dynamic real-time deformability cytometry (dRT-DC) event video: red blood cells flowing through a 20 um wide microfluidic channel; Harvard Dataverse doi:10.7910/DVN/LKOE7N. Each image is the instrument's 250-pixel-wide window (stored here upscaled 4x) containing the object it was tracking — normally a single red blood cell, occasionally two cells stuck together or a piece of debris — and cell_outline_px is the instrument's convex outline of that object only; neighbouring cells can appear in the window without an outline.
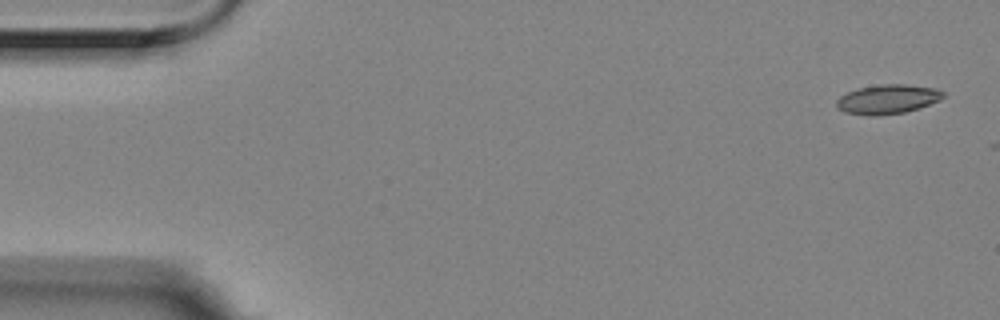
{"species": "Egyptian fruit bat (a non-hibernating species)", "species_latin": "Rousettus aegyptiacus", "temperature_condition": "room temperature", "stored_images_in_passage": 5, "camera_frame_rate_fps": 3000, "um_per_image_px": 0.085, "animal": {"sex": "female"}, "frame": {"image": 1, "passage_image": 1, "time_ms": 0.0, "image_size_px": [1000, 320], "cell_outline_px": [[944, 96], [940, 100], [920, 108], [904, 112], [876, 116], [868, 116], [844, 112], [836, 108], [836, 100], [840, 96], [856, 88], [880, 84], [904, 84], [936, 88], [944, 92]], "centroid_in_image_um": [75.42, 8.43], "position_along_channel_um": 9.6, "area_um2": 18.44}}
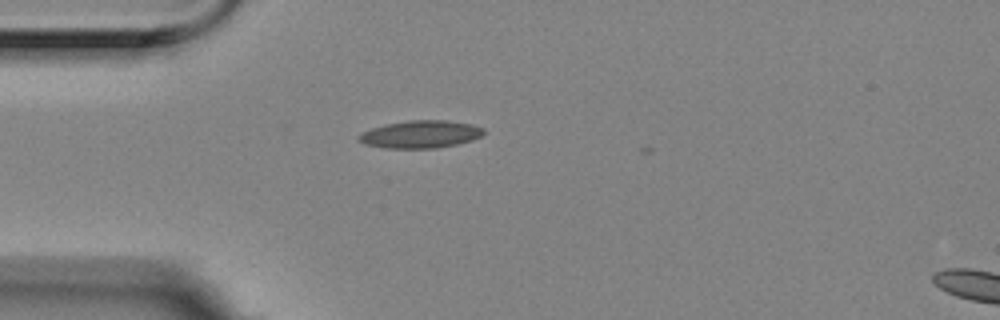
{"frame": {"image": 2, "passage_image": 4, "time_ms": 1.0, "image_size_px": [1000, 320], "cell_outline_px": [[484, 132], [480, 136], [472, 140], [456, 144], [436, 148], [384, 148], [364, 144], [356, 140], [356, 136], [372, 128], [384, 124], [408, 120], [448, 120], [472, 124], [484, 128]], "centroid_in_image_um": [35.71, 11.41], "position_along_channel_um": 49.3, "area_um2": 20.17}}